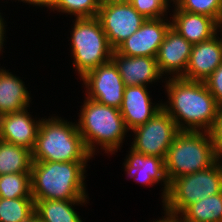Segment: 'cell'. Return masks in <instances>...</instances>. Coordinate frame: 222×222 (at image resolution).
Listing matches in <instances>:
<instances>
[{
	"instance_id": "obj_1",
	"label": "cell",
	"mask_w": 222,
	"mask_h": 222,
	"mask_svg": "<svg viewBox=\"0 0 222 222\" xmlns=\"http://www.w3.org/2000/svg\"><path fill=\"white\" fill-rule=\"evenodd\" d=\"M168 100L163 109L173 118L179 130L209 131L214 125L220 105L201 81L183 78L162 80Z\"/></svg>"
},
{
	"instance_id": "obj_2",
	"label": "cell",
	"mask_w": 222,
	"mask_h": 222,
	"mask_svg": "<svg viewBox=\"0 0 222 222\" xmlns=\"http://www.w3.org/2000/svg\"><path fill=\"white\" fill-rule=\"evenodd\" d=\"M88 162H32L31 196L38 200H89Z\"/></svg>"
},
{
	"instance_id": "obj_3",
	"label": "cell",
	"mask_w": 222,
	"mask_h": 222,
	"mask_svg": "<svg viewBox=\"0 0 222 222\" xmlns=\"http://www.w3.org/2000/svg\"><path fill=\"white\" fill-rule=\"evenodd\" d=\"M83 102L76 123L88 152L94 157L100 146L104 153L115 155L129 132L120 110L87 97Z\"/></svg>"
},
{
	"instance_id": "obj_4",
	"label": "cell",
	"mask_w": 222,
	"mask_h": 222,
	"mask_svg": "<svg viewBox=\"0 0 222 222\" xmlns=\"http://www.w3.org/2000/svg\"><path fill=\"white\" fill-rule=\"evenodd\" d=\"M32 152L33 162H89L88 152L77 123L59 116L43 117Z\"/></svg>"
},
{
	"instance_id": "obj_5",
	"label": "cell",
	"mask_w": 222,
	"mask_h": 222,
	"mask_svg": "<svg viewBox=\"0 0 222 222\" xmlns=\"http://www.w3.org/2000/svg\"><path fill=\"white\" fill-rule=\"evenodd\" d=\"M218 159L209 132L180 130L164 159L167 179L171 183L179 176L207 169Z\"/></svg>"
},
{
	"instance_id": "obj_6",
	"label": "cell",
	"mask_w": 222,
	"mask_h": 222,
	"mask_svg": "<svg viewBox=\"0 0 222 222\" xmlns=\"http://www.w3.org/2000/svg\"><path fill=\"white\" fill-rule=\"evenodd\" d=\"M73 22L69 39L72 66L82 78L90 70L109 62L114 50L97 17L74 18Z\"/></svg>"
},
{
	"instance_id": "obj_7",
	"label": "cell",
	"mask_w": 222,
	"mask_h": 222,
	"mask_svg": "<svg viewBox=\"0 0 222 222\" xmlns=\"http://www.w3.org/2000/svg\"><path fill=\"white\" fill-rule=\"evenodd\" d=\"M218 193H222V159L207 169L174 179L162 208L177 218L189 205Z\"/></svg>"
},
{
	"instance_id": "obj_8",
	"label": "cell",
	"mask_w": 222,
	"mask_h": 222,
	"mask_svg": "<svg viewBox=\"0 0 222 222\" xmlns=\"http://www.w3.org/2000/svg\"><path fill=\"white\" fill-rule=\"evenodd\" d=\"M178 129L173 118L162 108L149 121L131 130V149L146 156L166 157Z\"/></svg>"
},
{
	"instance_id": "obj_9",
	"label": "cell",
	"mask_w": 222,
	"mask_h": 222,
	"mask_svg": "<svg viewBox=\"0 0 222 222\" xmlns=\"http://www.w3.org/2000/svg\"><path fill=\"white\" fill-rule=\"evenodd\" d=\"M97 18L113 50L136 32L146 20L127 1L101 3Z\"/></svg>"
},
{
	"instance_id": "obj_10",
	"label": "cell",
	"mask_w": 222,
	"mask_h": 222,
	"mask_svg": "<svg viewBox=\"0 0 222 222\" xmlns=\"http://www.w3.org/2000/svg\"><path fill=\"white\" fill-rule=\"evenodd\" d=\"M81 80L86 88L85 97L103 105L120 108L125 84L111 60L90 70Z\"/></svg>"
},
{
	"instance_id": "obj_11",
	"label": "cell",
	"mask_w": 222,
	"mask_h": 222,
	"mask_svg": "<svg viewBox=\"0 0 222 222\" xmlns=\"http://www.w3.org/2000/svg\"><path fill=\"white\" fill-rule=\"evenodd\" d=\"M170 27V17L146 19L141 27L122 42L115 51L129 57H156Z\"/></svg>"
},
{
	"instance_id": "obj_12",
	"label": "cell",
	"mask_w": 222,
	"mask_h": 222,
	"mask_svg": "<svg viewBox=\"0 0 222 222\" xmlns=\"http://www.w3.org/2000/svg\"><path fill=\"white\" fill-rule=\"evenodd\" d=\"M129 149L130 151H128L123 162L124 171L126 172L127 177L134 179L137 183L149 187L161 183V185L164 186L161 188V202L163 205L167 197V192L170 189V183L165 172L164 158L146 156L135 152L131 148Z\"/></svg>"
},
{
	"instance_id": "obj_13",
	"label": "cell",
	"mask_w": 222,
	"mask_h": 222,
	"mask_svg": "<svg viewBox=\"0 0 222 222\" xmlns=\"http://www.w3.org/2000/svg\"><path fill=\"white\" fill-rule=\"evenodd\" d=\"M192 47L190 42L170 27L156 56L161 75H165L164 78L168 75V78L182 77L188 66Z\"/></svg>"
},
{
	"instance_id": "obj_14",
	"label": "cell",
	"mask_w": 222,
	"mask_h": 222,
	"mask_svg": "<svg viewBox=\"0 0 222 222\" xmlns=\"http://www.w3.org/2000/svg\"><path fill=\"white\" fill-rule=\"evenodd\" d=\"M148 86H125L122 104L119 108L128 131L149 121L162 107L161 103L152 101Z\"/></svg>"
},
{
	"instance_id": "obj_15",
	"label": "cell",
	"mask_w": 222,
	"mask_h": 222,
	"mask_svg": "<svg viewBox=\"0 0 222 222\" xmlns=\"http://www.w3.org/2000/svg\"><path fill=\"white\" fill-rule=\"evenodd\" d=\"M222 64V41L218 33L192 47L183 79L204 82Z\"/></svg>"
},
{
	"instance_id": "obj_16",
	"label": "cell",
	"mask_w": 222,
	"mask_h": 222,
	"mask_svg": "<svg viewBox=\"0 0 222 222\" xmlns=\"http://www.w3.org/2000/svg\"><path fill=\"white\" fill-rule=\"evenodd\" d=\"M111 61L117 67L125 86H148L163 79L157 66L156 57H129L123 56L114 50Z\"/></svg>"
},
{
	"instance_id": "obj_17",
	"label": "cell",
	"mask_w": 222,
	"mask_h": 222,
	"mask_svg": "<svg viewBox=\"0 0 222 222\" xmlns=\"http://www.w3.org/2000/svg\"><path fill=\"white\" fill-rule=\"evenodd\" d=\"M27 109L0 116V140L33 150L39 124Z\"/></svg>"
},
{
	"instance_id": "obj_18",
	"label": "cell",
	"mask_w": 222,
	"mask_h": 222,
	"mask_svg": "<svg viewBox=\"0 0 222 222\" xmlns=\"http://www.w3.org/2000/svg\"><path fill=\"white\" fill-rule=\"evenodd\" d=\"M169 17L171 27L192 45L199 44L217 34L220 24L213 18L179 10L174 4Z\"/></svg>"
},
{
	"instance_id": "obj_19",
	"label": "cell",
	"mask_w": 222,
	"mask_h": 222,
	"mask_svg": "<svg viewBox=\"0 0 222 222\" xmlns=\"http://www.w3.org/2000/svg\"><path fill=\"white\" fill-rule=\"evenodd\" d=\"M23 79L0 67V116L30 109L31 95Z\"/></svg>"
},
{
	"instance_id": "obj_20",
	"label": "cell",
	"mask_w": 222,
	"mask_h": 222,
	"mask_svg": "<svg viewBox=\"0 0 222 222\" xmlns=\"http://www.w3.org/2000/svg\"><path fill=\"white\" fill-rule=\"evenodd\" d=\"M89 200H38L34 214L42 222H83L76 205L84 206ZM74 206V207H73Z\"/></svg>"
},
{
	"instance_id": "obj_21",
	"label": "cell",
	"mask_w": 222,
	"mask_h": 222,
	"mask_svg": "<svg viewBox=\"0 0 222 222\" xmlns=\"http://www.w3.org/2000/svg\"><path fill=\"white\" fill-rule=\"evenodd\" d=\"M31 150L0 140V175L31 173Z\"/></svg>"
},
{
	"instance_id": "obj_22",
	"label": "cell",
	"mask_w": 222,
	"mask_h": 222,
	"mask_svg": "<svg viewBox=\"0 0 222 222\" xmlns=\"http://www.w3.org/2000/svg\"><path fill=\"white\" fill-rule=\"evenodd\" d=\"M177 219L178 222H222V193L189 205Z\"/></svg>"
},
{
	"instance_id": "obj_23",
	"label": "cell",
	"mask_w": 222,
	"mask_h": 222,
	"mask_svg": "<svg viewBox=\"0 0 222 222\" xmlns=\"http://www.w3.org/2000/svg\"><path fill=\"white\" fill-rule=\"evenodd\" d=\"M34 212L33 197L0 198V222H27Z\"/></svg>"
},
{
	"instance_id": "obj_24",
	"label": "cell",
	"mask_w": 222,
	"mask_h": 222,
	"mask_svg": "<svg viewBox=\"0 0 222 222\" xmlns=\"http://www.w3.org/2000/svg\"><path fill=\"white\" fill-rule=\"evenodd\" d=\"M31 196V173L0 175V198L14 199Z\"/></svg>"
},
{
	"instance_id": "obj_25",
	"label": "cell",
	"mask_w": 222,
	"mask_h": 222,
	"mask_svg": "<svg viewBox=\"0 0 222 222\" xmlns=\"http://www.w3.org/2000/svg\"><path fill=\"white\" fill-rule=\"evenodd\" d=\"M100 0H55L51 11H57L74 18L97 17L100 8Z\"/></svg>"
},
{
	"instance_id": "obj_26",
	"label": "cell",
	"mask_w": 222,
	"mask_h": 222,
	"mask_svg": "<svg viewBox=\"0 0 222 222\" xmlns=\"http://www.w3.org/2000/svg\"><path fill=\"white\" fill-rule=\"evenodd\" d=\"M173 4L179 10L203 14L222 24V0H173Z\"/></svg>"
},
{
	"instance_id": "obj_27",
	"label": "cell",
	"mask_w": 222,
	"mask_h": 222,
	"mask_svg": "<svg viewBox=\"0 0 222 222\" xmlns=\"http://www.w3.org/2000/svg\"><path fill=\"white\" fill-rule=\"evenodd\" d=\"M127 2L146 19L167 17L170 8H173L171 7L173 0H127Z\"/></svg>"
},
{
	"instance_id": "obj_28",
	"label": "cell",
	"mask_w": 222,
	"mask_h": 222,
	"mask_svg": "<svg viewBox=\"0 0 222 222\" xmlns=\"http://www.w3.org/2000/svg\"><path fill=\"white\" fill-rule=\"evenodd\" d=\"M216 102L222 106V64L204 81Z\"/></svg>"
},
{
	"instance_id": "obj_29",
	"label": "cell",
	"mask_w": 222,
	"mask_h": 222,
	"mask_svg": "<svg viewBox=\"0 0 222 222\" xmlns=\"http://www.w3.org/2000/svg\"><path fill=\"white\" fill-rule=\"evenodd\" d=\"M208 132L211 137L214 153L219 159H222V106L214 125Z\"/></svg>"
},
{
	"instance_id": "obj_30",
	"label": "cell",
	"mask_w": 222,
	"mask_h": 222,
	"mask_svg": "<svg viewBox=\"0 0 222 222\" xmlns=\"http://www.w3.org/2000/svg\"><path fill=\"white\" fill-rule=\"evenodd\" d=\"M12 1V0H11ZM17 1V0H15ZM27 3L36 7H47L49 10L54 5L55 0H18V2Z\"/></svg>"
},
{
	"instance_id": "obj_31",
	"label": "cell",
	"mask_w": 222,
	"mask_h": 222,
	"mask_svg": "<svg viewBox=\"0 0 222 222\" xmlns=\"http://www.w3.org/2000/svg\"><path fill=\"white\" fill-rule=\"evenodd\" d=\"M5 19L2 17L1 12H0V54H3L2 52H4L2 49H4V42H6L5 40V36H6V27L7 25H5Z\"/></svg>"
},
{
	"instance_id": "obj_32",
	"label": "cell",
	"mask_w": 222,
	"mask_h": 222,
	"mask_svg": "<svg viewBox=\"0 0 222 222\" xmlns=\"http://www.w3.org/2000/svg\"><path fill=\"white\" fill-rule=\"evenodd\" d=\"M164 216H162L161 218L156 219L155 221L153 222H178V219L174 216H171V215H167L165 213H163Z\"/></svg>"
},
{
	"instance_id": "obj_33",
	"label": "cell",
	"mask_w": 222,
	"mask_h": 222,
	"mask_svg": "<svg viewBox=\"0 0 222 222\" xmlns=\"http://www.w3.org/2000/svg\"><path fill=\"white\" fill-rule=\"evenodd\" d=\"M27 222H42L35 214Z\"/></svg>"
},
{
	"instance_id": "obj_34",
	"label": "cell",
	"mask_w": 222,
	"mask_h": 222,
	"mask_svg": "<svg viewBox=\"0 0 222 222\" xmlns=\"http://www.w3.org/2000/svg\"><path fill=\"white\" fill-rule=\"evenodd\" d=\"M121 1H127V0H100L101 3L121 2Z\"/></svg>"
},
{
	"instance_id": "obj_35",
	"label": "cell",
	"mask_w": 222,
	"mask_h": 222,
	"mask_svg": "<svg viewBox=\"0 0 222 222\" xmlns=\"http://www.w3.org/2000/svg\"><path fill=\"white\" fill-rule=\"evenodd\" d=\"M220 32V33H219ZM219 36H221V41H222V24H220L219 28H218V32Z\"/></svg>"
}]
</instances>
